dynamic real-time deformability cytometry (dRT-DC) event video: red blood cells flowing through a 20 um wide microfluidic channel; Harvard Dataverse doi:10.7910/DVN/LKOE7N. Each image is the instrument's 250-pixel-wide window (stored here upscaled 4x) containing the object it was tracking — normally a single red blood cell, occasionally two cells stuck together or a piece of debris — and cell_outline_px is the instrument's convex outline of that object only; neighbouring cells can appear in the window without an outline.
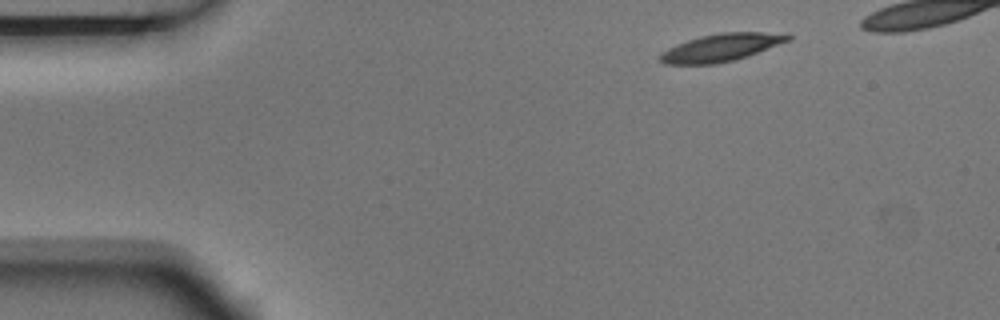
{"species": "Egyptian fruit bat (a non-hibernating species)", "species_latin": "Rousettus aegyptiacus", "temperature_condition": "room temperature", "stored_images_in_passage": 4, "camera_frame_rate_fps": 3000, "um_per_image_px": 0.085, "animal": {"sex": "male"}, "frame": {"image": 1, "passage_image": 1, "time_ms": 0.0, "image_size_px": [1000, 320], "cell_outline_px": [[792, 40], [748, 56], [716, 64], [664, 64], [660, 60], [660, 52], [668, 48], [688, 40], [700, 36], [720, 32], [788, 32], [792, 36]], "centroid_in_image_um": [61.38, 4.02], "position_along_channel_um": 23.6, "area_um2": 20.81}}